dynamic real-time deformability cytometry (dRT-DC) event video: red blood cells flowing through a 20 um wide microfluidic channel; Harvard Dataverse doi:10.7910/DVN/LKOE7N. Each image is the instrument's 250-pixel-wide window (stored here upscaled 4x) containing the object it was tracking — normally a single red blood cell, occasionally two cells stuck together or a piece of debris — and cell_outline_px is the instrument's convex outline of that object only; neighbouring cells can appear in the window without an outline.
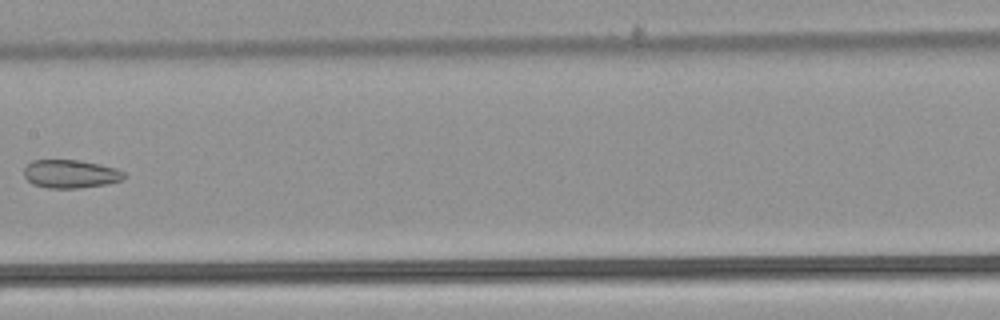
{"species": "common noctule bat (a hibernating species)", "species_latin": "Nyctalus noctula", "temperature_condition": "warm", "stored_images_in_passage": 7, "camera_frame_rate_fps": 3000, "um_per_image_px": 0.085, "animal": {"sex": "male", "body_mass_g": 21.5, "forearm_length_mm": 52.0}, "frame": {"image": 1, "passage_image": 7, "time_ms": 2.0, "image_size_px": [1000, 320], "cell_outline_px": [[124, 180], [108, 184], [76, 188], [48, 188], [32, 184], [24, 176], [24, 168], [32, 160], [80, 160], [100, 164], [116, 168], [124, 172]], "centroid_in_image_um": [6.0, 14.78], "position_along_channel_um": 201.4, "area_um2": 16.59}}